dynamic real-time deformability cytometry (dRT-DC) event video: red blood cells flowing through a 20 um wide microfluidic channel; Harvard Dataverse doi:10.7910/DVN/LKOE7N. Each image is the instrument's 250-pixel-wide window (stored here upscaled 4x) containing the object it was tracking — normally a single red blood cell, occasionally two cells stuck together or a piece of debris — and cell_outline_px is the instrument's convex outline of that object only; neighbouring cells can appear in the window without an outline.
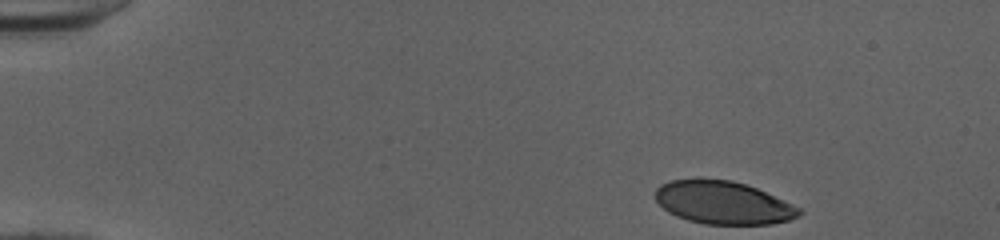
{"species": "human", "species_latin": "Homo sapiens", "temperature_condition": "cold", "stored_images_in_passage": 38, "camera_frame_rate_fps": 3000, "um_per_image_px": 0.085, "donor": {"sex": "female"}, "frame": {"image": 1, "passage_image": 1, "time_ms": 0.0, "image_size_px": [1000, 240], "cell_outline_px": [[804, 212], [800, 216], [788, 220], [772, 224], [704, 224], [688, 220], [676, 216], [668, 212], [656, 200], [656, 188], [660, 184], [672, 180], [732, 180], [756, 188], [792, 204], [800, 208]], "centroid_in_image_um": [61.48, 17.25], "position_along_channel_um": 23.5, "area_um2": 35.55}}
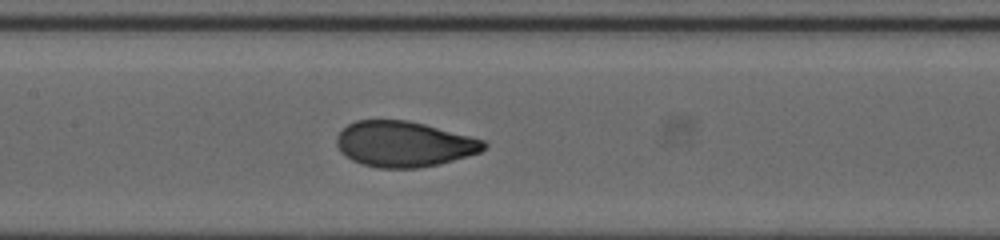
{"frame": {"image": 2, "passage_image": 20, "time_ms": 6.333, "image_size_px": [1000, 240], "cell_outline_px": [[488, 144], [480, 152], [440, 164], [416, 168], [380, 168], [360, 164], [344, 156], [340, 152], [336, 144], [336, 136], [348, 124], [356, 120], [408, 120], [424, 124], [484, 140]], "centroid_in_image_um": [34.3, 12.25], "position_along_channel_um": 173.1, "area_um2": 39.07}}
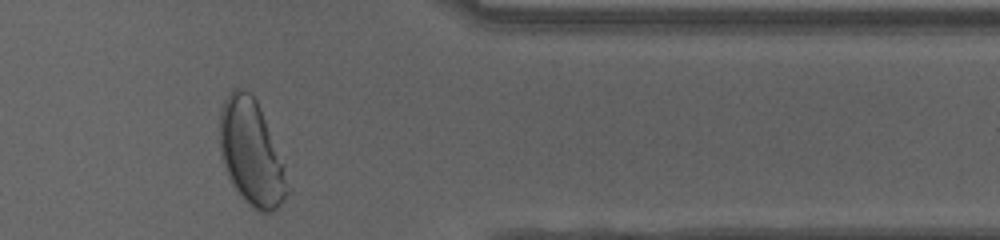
{"frame": {"image": 3, "passage_image": 37, "time_ms": 12.0, "image_size_px": [1000, 240], "cell_outline_px": [[292, 188], [280, 204], [272, 212], [260, 212], [252, 208], [244, 200], [232, 184], [224, 168], [220, 156], [220, 108], [228, 92], [232, 88], [244, 88], [252, 92], [260, 108], [284, 164]], "centroid_in_image_um": [21.37, 12.98], "position_along_channel_um": 390.0, "area_um2": 42.08}, "authors_computed_cell_mechanics": {"area_um2": 38.8994, "velocity_mm_per_s": 4.0356, "shape_relaxation_time_tau1_ms": 3.8191, "shape_relaxation_time_tau2_ms": null, "deformation_change_tau1": 0.1964, "deformation_change_tau2": null}}